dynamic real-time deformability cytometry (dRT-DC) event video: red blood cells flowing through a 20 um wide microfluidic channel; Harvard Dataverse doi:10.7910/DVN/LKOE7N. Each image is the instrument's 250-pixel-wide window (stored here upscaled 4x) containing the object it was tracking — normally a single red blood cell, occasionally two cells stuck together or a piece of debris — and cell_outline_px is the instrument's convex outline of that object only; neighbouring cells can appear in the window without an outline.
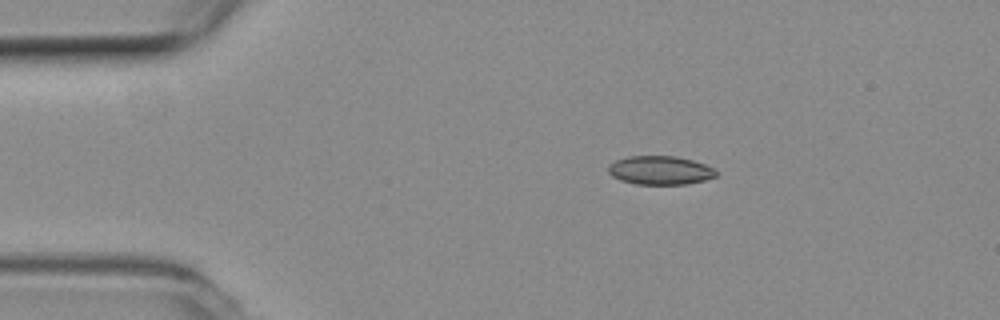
{"species": "common noctule bat (a hibernating species)", "species_latin": "Nyctalus noctula", "temperature_condition": "room temperature", "stored_images_in_passage": 7, "camera_frame_rate_fps": 3000, "um_per_image_px": 0.085, "animal": {"sex": "female", "body_mass_g": 19.3, "forearm_length_mm": 54.1}, "frame": {"image": 1, "passage_image": 1, "time_ms": 0.0, "image_size_px": [1000, 320], "cell_outline_px": [[716, 176], [704, 180], [688, 184], [636, 184], [620, 180], [612, 176], [608, 172], [608, 164], [616, 160], [628, 156], [676, 156], [692, 160], [704, 164], [712, 168], [716, 172]], "centroid_in_image_um": [56.07, 14.47], "position_along_channel_um": 28.9, "area_um2": 17.98}}
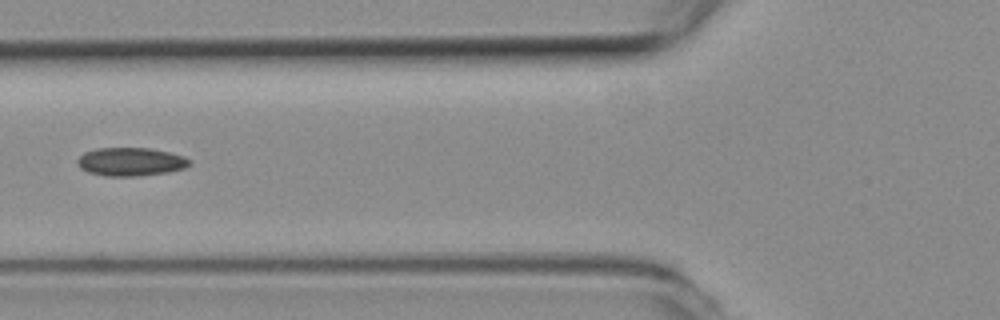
{"frame": {"image": 2, "passage_image": 4, "time_ms": 1.0, "image_size_px": [1000, 320], "cell_outline_px": [[192, 164], [184, 168], [168, 172], [136, 176], [104, 176], [88, 172], [80, 168], [76, 164], [76, 160], [84, 152], [96, 148], [148, 148], [168, 152], [184, 156], [192, 160]], "centroid_in_image_um": [11.1, 13.75], "position_along_channel_um": 114.7, "area_um2": 18.67}}
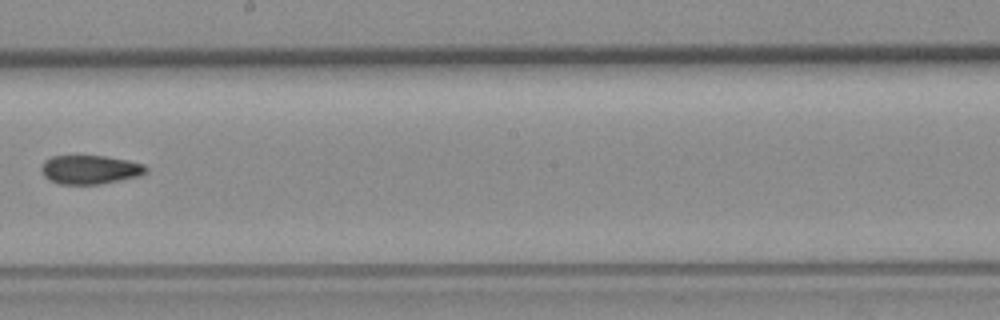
{"frame": {"image": 3, "passage_image": 7, "time_ms": 2.0, "image_size_px": [1000, 320], "cell_outline_px": [[148, 172], [140, 176], [100, 184], [60, 184], [48, 180], [40, 172], [40, 168], [44, 160], [52, 156], [104, 156], [128, 160], [144, 164], [148, 168]], "centroid_in_image_um": [7.64, 14.42], "position_along_channel_um": 240.6, "area_um2": 17.8}}